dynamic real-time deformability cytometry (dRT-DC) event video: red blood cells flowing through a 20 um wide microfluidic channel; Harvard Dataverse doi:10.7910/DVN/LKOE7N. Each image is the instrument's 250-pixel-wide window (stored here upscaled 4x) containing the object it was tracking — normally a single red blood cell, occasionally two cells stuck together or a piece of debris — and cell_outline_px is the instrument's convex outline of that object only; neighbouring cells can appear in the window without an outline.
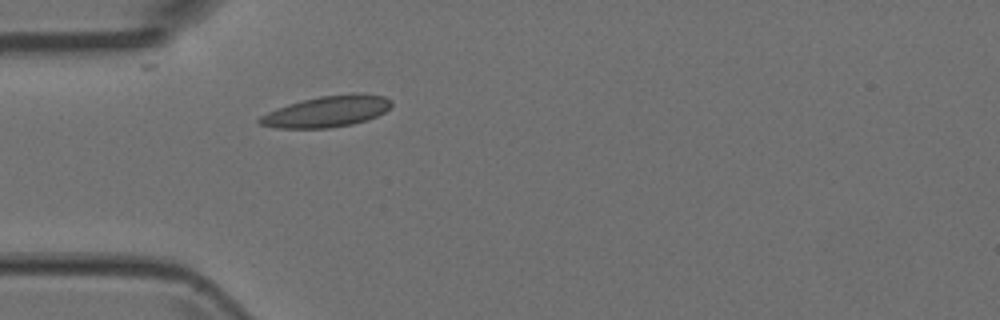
{"species": "Egyptian fruit bat (a non-hibernating species)", "species_latin": "Rousettus aegyptiacus", "temperature_condition": "room temperature", "stored_images_in_passage": 1, "camera_frame_rate_fps": 3000, "um_per_image_px": 0.085, "animal": {"sex": "female"}, "frame": {"image": 1, "passage_image": 1, "time_ms": 0.0, "image_size_px": [1000, 320], "cell_outline_px": [[392, 104], [384, 112], [368, 120], [352, 124], [328, 128], [276, 128], [260, 124], [256, 120], [260, 116], [276, 108], [288, 104], [320, 96], [352, 92], [360, 92], [384, 96], [392, 100]], "centroid_in_image_um": [27.8, 9.46], "position_along_channel_um": 57.2, "area_um2": 24.1}}